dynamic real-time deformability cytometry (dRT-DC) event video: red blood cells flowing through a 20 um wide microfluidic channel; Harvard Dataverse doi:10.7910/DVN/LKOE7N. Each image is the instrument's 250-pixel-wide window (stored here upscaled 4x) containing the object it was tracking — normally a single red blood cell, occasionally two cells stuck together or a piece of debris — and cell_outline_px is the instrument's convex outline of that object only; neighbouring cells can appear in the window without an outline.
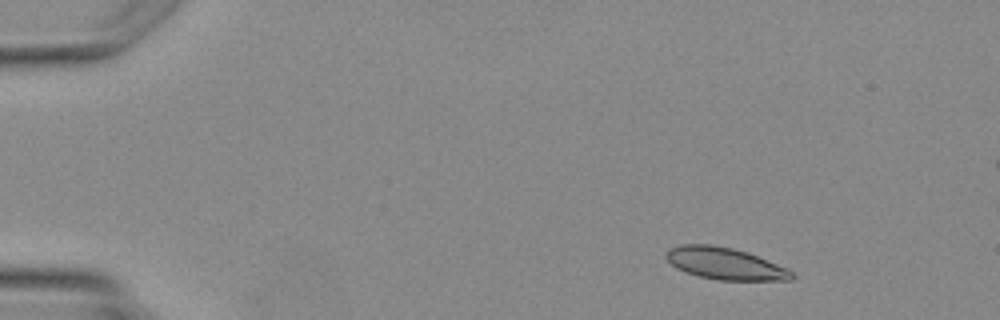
{"species": "Egyptian fruit bat (a non-hibernating species)", "species_latin": "Rousettus aegyptiacus", "temperature_condition": "warm", "stored_images_in_passage": 5, "camera_frame_rate_fps": 3000, "um_per_image_px": 0.085, "animal": {"sex": "female"}, "frame": {"image": 1, "passage_image": 2, "time_ms": 1.333, "image_size_px": [1000, 320], "cell_outline_px": [[796, 276], [792, 280], [716, 280], [684, 272], [676, 268], [664, 256], [668, 248], [680, 244], [708, 244], [732, 248], [748, 252], [788, 268]], "centroid_in_image_um": [61.62, 22.4], "position_along_channel_um": 23.4, "area_um2": 23.52}}